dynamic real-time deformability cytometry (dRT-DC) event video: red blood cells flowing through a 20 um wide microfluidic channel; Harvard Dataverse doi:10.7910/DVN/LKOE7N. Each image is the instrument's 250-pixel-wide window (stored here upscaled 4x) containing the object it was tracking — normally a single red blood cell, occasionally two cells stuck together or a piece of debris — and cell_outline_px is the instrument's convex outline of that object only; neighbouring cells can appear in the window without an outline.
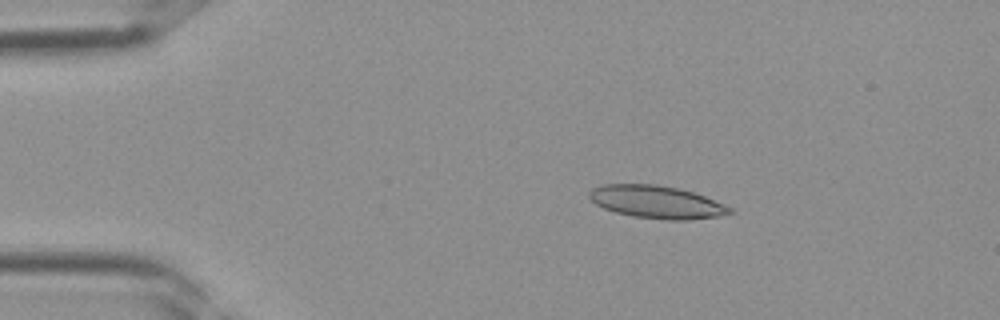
{"species": "Egyptian fruit bat (a non-hibernating species)", "species_latin": "Rousettus aegyptiacus", "temperature_condition": "room temperature", "stored_images_in_passage": 31, "camera_frame_rate_fps": 3000, "um_per_image_px": 0.085, "frame": {"image": 1, "passage_image": 1, "time_ms": 0.0, "image_size_px": [1000, 320], "cell_outline_px": [[732, 212], [720, 216], [688, 220], [668, 220], [632, 216], [616, 212], [604, 208], [596, 204], [588, 196], [588, 192], [592, 188], [604, 184], [656, 184], [680, 188], [704, 196], [724, 204], [732, 208]], "centroid_in_image_um": [55.8, 17.16], "position_along_channel_um": 29.2, "area_um2": 26.76}}
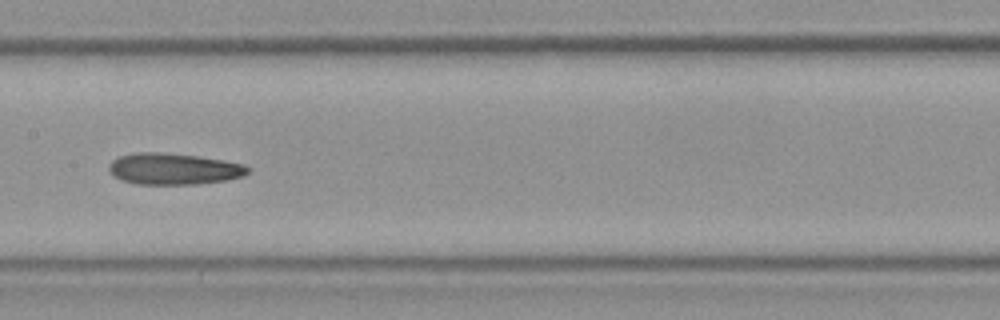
{"frame": {"image": 2, "passage_image": 13, "time_ms": 4.0, "image_size_px": [1000, 320], "cell_outline_px": [[252, 168], [244, 176], [224, 180], [192, 184], [136, 184], [120, 180], [112, 176], [108, 168], [108, 164], [112, 160], [120, 156], [136, 152], [164, 152], [196, 156], [224, 160], [244, 164]], "centroid_in_image_um": [14.73, 14.35], "position_along_channel_um": 192.7, "area_um2": 25.55}}
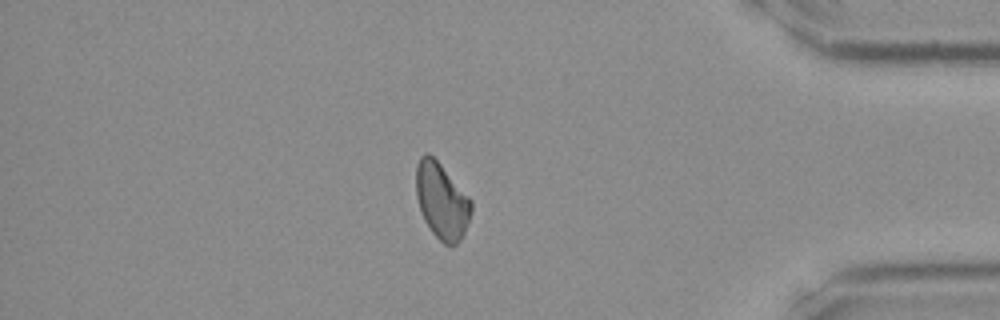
{"frame": {"image": 3, "passage_image": 26, "time_ms": 8.333, "image_size_px": [1000, 320], "cell_outline_px": [[472, 212], [464, 236], [452, 248], [444, 244], [432, 232], [424, 220], [416, 196], [416, 164], [420, 156], [424, 152], [428, 152], [440, 164], [472, 200]], "centroid_in_image_um": [37.56, 17.1], "position_along_channel_um": 397.6, "area_um2": 24.62}}